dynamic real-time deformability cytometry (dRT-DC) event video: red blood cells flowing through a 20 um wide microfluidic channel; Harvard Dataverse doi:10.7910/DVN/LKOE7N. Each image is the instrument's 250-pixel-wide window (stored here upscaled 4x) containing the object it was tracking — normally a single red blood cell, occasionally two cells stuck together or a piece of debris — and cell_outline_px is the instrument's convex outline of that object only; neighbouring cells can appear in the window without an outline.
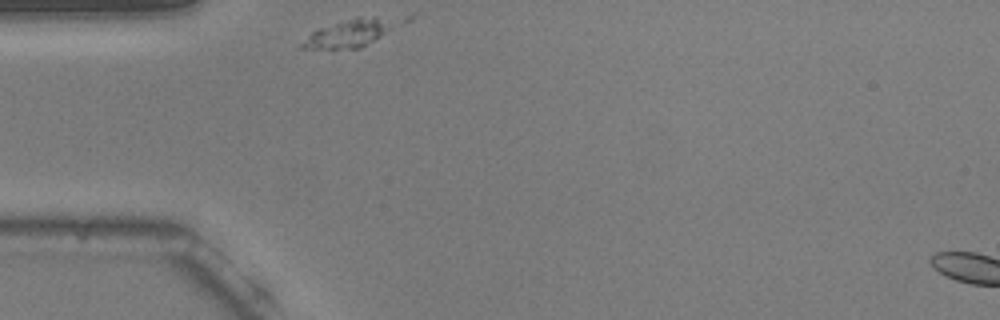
{"species": "common noctule bat (a hibernating species)", "species_latin": "Nyctalus noctula", "temperature_condition": "warm", "stored_images_in_passage": 29, "camera_frame_rate_fps": 3000, "um_per_image_px": 0.085, "animal": {"sex": "male", "body_mass_g": 20.5, "forearm_length_mm": 52.5}, "frame": {"image": 1, "passage_image": 1, "time_ms": 0.0, "image_size_px": [1000, 320], "cell_outline_px": [[384, 24], [380, 36], [360, 48], [296, 48], [316, 28], [356, 16], [376, 16]], "centroid_in_image_um": [29.34, 2.86], "position_along_channel_um": 55.7, "area_um2": 13.81}}
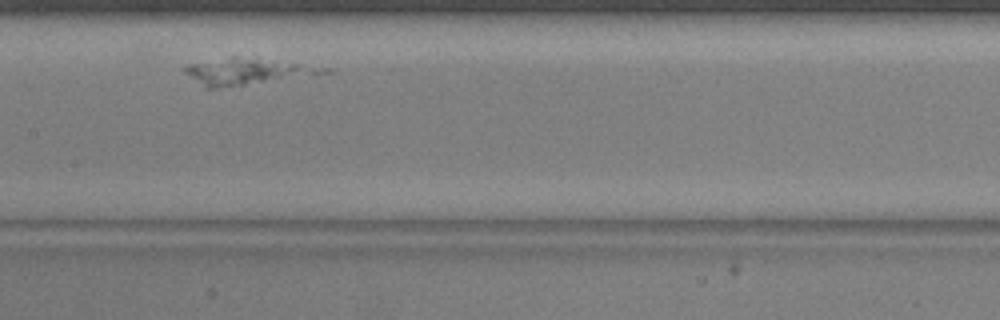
{"frame": {"image": 2, "passage_image": 13, "time_ms": 4.0, "image_size_px": [1000, 320], "cell_outline_px": [[332, 72], [316, 76], [216, 88], [208, 88], [184, 72], [180, 68], [188, 64], [232, 56], [236, 56], [332, 68]], "centroid_in_image_um": [21.07, 6.07], "position_along_channel_um": 186.3, "area_um2": 21.27}}
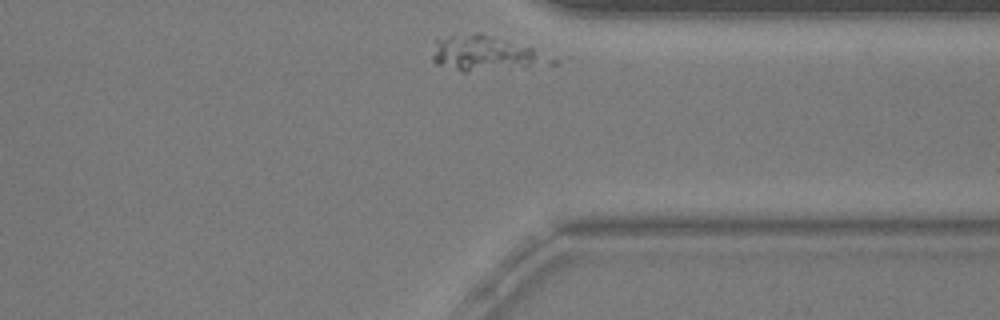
{"frame": {"image": 3, "passage_image": 29, "time_ms": 9.333, "image_size_px": [1000, 320], "cell_outline_px": [[532, 60], [524, 68], [464, 72], [436, 64], [432, 60], [432, 56], [436, 40], [448, 36], [476, 32], [480, 32], [532, 48]], "centroid_in_image_um": [40.81, 4.51], "position_along_channel_um": 370.6, "area_um2": 22.08}}